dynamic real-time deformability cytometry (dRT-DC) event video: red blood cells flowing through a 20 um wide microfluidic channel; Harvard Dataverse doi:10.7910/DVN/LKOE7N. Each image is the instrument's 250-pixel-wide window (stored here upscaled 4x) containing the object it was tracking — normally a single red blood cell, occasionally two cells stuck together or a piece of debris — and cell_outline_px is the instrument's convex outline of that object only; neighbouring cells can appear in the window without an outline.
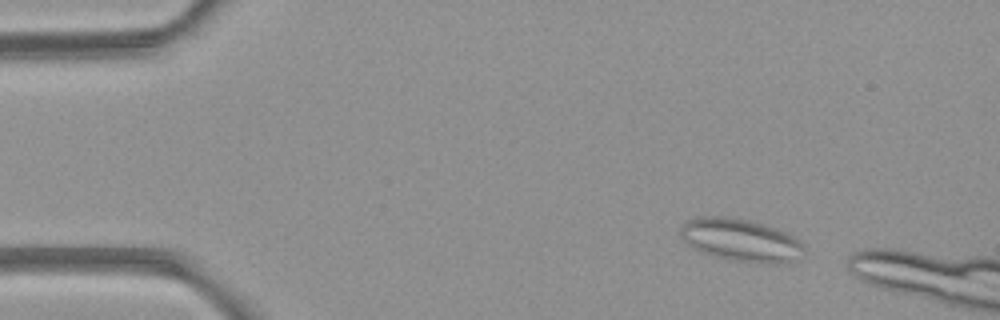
{"species": "common noctule bat (a hibernating species)", "species_latin": "Nyctalus noctula", "temperature_condition": "room temperature", "stored_images_in_passage": 2, "camera_frame_rate_fps": 3000, "um_per_image_px": 0.085, "animal": {"sex": "female", "body_mass_g": 21.9}, "frame": {"image": 1, "passage_image": 1, "time_ms": 0.0, "image_size_px": [1000, 320], "cell_outline_px": [[804, 256], [792, 264], [756, 264], [732, 260], [712, 256], [692, 248], [680, 240], [680, 228], [688, 220], [696, 216], [724, 216], [748, 220], [764, 224], [788, 232], [804, 248]], "centroid_in_image_um": [62.98, 20.44], "position_along_channel_um": 22.0, "area_um2": 31.5}}